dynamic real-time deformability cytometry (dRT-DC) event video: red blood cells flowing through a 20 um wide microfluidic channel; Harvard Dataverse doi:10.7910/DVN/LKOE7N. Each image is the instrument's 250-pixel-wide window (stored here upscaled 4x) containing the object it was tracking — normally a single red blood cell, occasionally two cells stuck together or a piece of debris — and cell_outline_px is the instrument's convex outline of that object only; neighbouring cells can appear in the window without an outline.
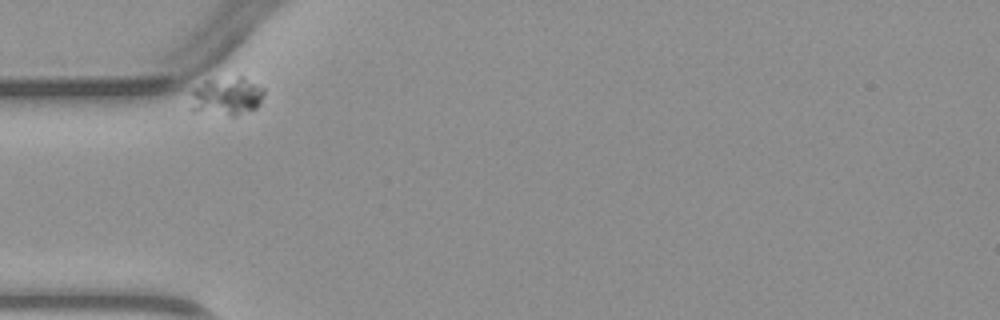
{"species": "common noctule bat (a hibernating species)", "species_latin": "Nyctalus noctula", "temperature_condition": "warm", "stored_images_in_passage": 3, "camera_frame_rate_fps": 3000, "um_per_image_px": 0.085, "animal": {"sex": "male", "body_mass_g": 23.1, "forearm_length_mm": 52.7}, "frame": {"image": 1, "passage_image": 1, "time_ms": 0.0, "image_size_px": [1000, 320], "cell_outline_px": [[264, 92], [260, 104], [256, 108], [236, 116], [232, 116], [192, 112], [192, 88], [204, 80], [240, 76], [244, 76], [264, 88]], "centroid_in_image_um": [19.26, 8.18], "position_along_channel_um": 65.7, "area_um2": 16.76}}
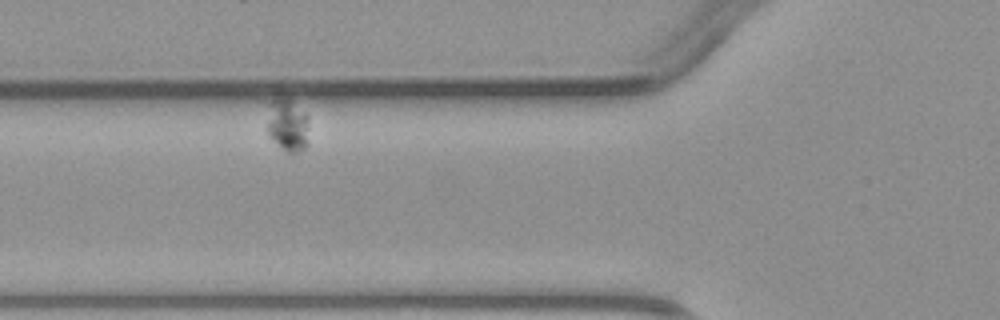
{"frame": {"image": 2, "passage_image": 2, "time_ms": 1.333, "image_size_px": [1000, 320], "cell_outline_px": [[308, 144], [304, 148], [296, 152], [288, 152], [268, 136], [268, 100], [276, 92], [288, 96], [308, 116]], "centroid_in_image_um": [24.42, 10.49], "position_along_channel_um": 101.4, "area_um2": 13.47}}
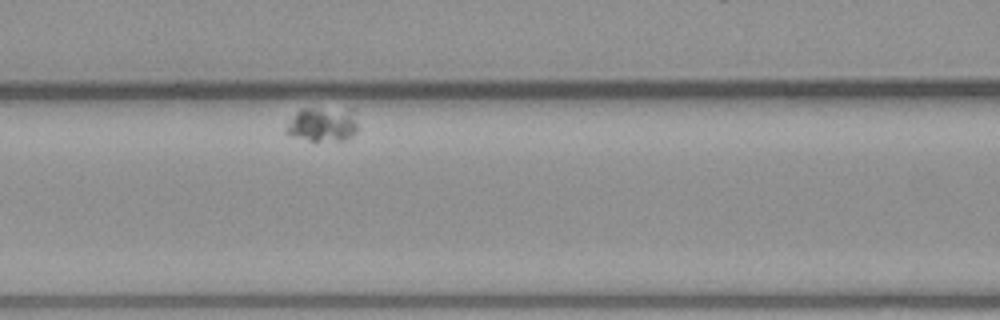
{"frame": {"image": 3, "passage_image": 3, "time_ms": 2.667, "image_size_px": [1000, 320], "cell_outline_px": [[356, 132], [352, 136], [344, 140], [308, 140], [288, 136], [284, 132], [284, 128], [296, 112], [300, 108], [312, 108], [348, 116], [356, 124]], "centroid_in_image_um": [27.19, 10.67], "position_along_channel_um": 139.4, "area_um2": 13.06}}